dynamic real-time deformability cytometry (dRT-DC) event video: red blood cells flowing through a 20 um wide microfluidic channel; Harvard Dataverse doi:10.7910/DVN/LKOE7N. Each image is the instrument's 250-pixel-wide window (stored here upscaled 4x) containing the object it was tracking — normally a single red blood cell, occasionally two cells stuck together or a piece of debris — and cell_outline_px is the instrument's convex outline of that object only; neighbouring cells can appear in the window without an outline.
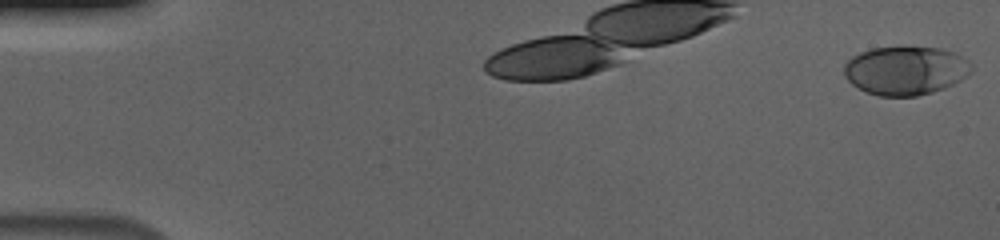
{"species": "human", "species_latin": "Homo sapiens", "temperature_condition": "cold", "stored_images_in_passage": 12, "camera_frame_rate_fps": 3000, "um_per_image_px": 0.085, "donor": {"sex": "male"}, "frame": {"image": 1, "passage_image": 1, "time_ms": 0.0, "image_size_px": [1000, 240], "cell_outline_px": [[972, 72], [960, 80], [944, 88], [932, 92], [916, 96], [880, 96], [868, 92], [852, 84], [844, 76], [844, 64], [852, 56], [860, 52], [872, 48], [904, 44], [940, 48], [952, 52], [968, 60], [972, 64]], "centroid_in_image_um": [76.97, 5.95], "position_along_channel_um": 8.0, "area_um2": 36.76}}